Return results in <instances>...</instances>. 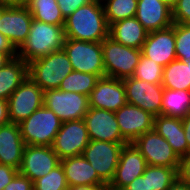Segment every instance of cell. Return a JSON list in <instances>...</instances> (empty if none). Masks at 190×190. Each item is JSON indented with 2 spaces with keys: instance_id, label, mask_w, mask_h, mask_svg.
Instances as JSON below:
<instances>
[{
  "instance_id": "6da1fadb",
  "label": "cell",
  "mask_w": 190,
  "mask_h": 190,
  "mask_svg": "<svg viewBox=\"0 0 190 190\" xmlns=\"http://www.w3.org/2000/svg\"><path fill=\"white\" fill-rule=\"evenodd\" d=\"M63 27L65 38L69 39L102 42L109 36L103 3L98 0L75 10L65 19Z\"/></svg>"
},
{
  "instance_id": "7a4b0ae2",
  "label": "cell",
  "mask_w": 190,
  "mask_h": 190,
  "mask_svg": "<svg viewBox=\"0 0 190 190\" xmlns=\"http://www.w3.org/2000/svg\"><path fill=\"white\" fill-rule=\"evenodd\" d=\"M64 25H53L32 20L27 40L19 48L17 57L27 64L63 49Z\"/></svg>"
},
{
  "instance_id": "3957f363",
  "label": "cell",
  "mask_w": 190,
  "mask_h": 190,
  "mask_svg": "<svg viewBox=\"0 0 190 190\" xmlns=\"http://www.w3.org/2000/svg\"><path fill=\"white\" fill-rule=\"evenodd\" d=\"M73 71L64 51H54L28 64V77L43 91L59 89L62 80Z\"/></svg>"
},
{
  "instance_id": "277c9868",
  "label": "cell",
  "mask_w": 190,
  "mask_h": 190,
  "mask_svg": "<svg viewBox=\"0 0 190 190\" xmlns=\"http://www.w3.org/2000/svg\"><path fill=\"white\" fill-rule=\"evenodd\" d=\"M61 124L53 111L42 106L18 125L26 145L52 146Z\"/></svg>"
},
{
  "instance_id": "5b68a950",
  "label": "cell",
  "mask_w": 190,
  "mask_h": 190,
  "mask_svg": "<svg viewBox=\"0 0 190 190\" xmlns=\"http://www.w3.org/2000/svg\"><path fill=\"white\" fill-rule=\"evenodd\" d=\"M106 77L125 79L132 77L142 55L141 49L127 47L107 37L102 41Z\"/></svg>"
},
{
  "instance_id": "8992f818",
  "label": "cell",
  "mask_w": 190,
  "mask_h": 190,
  "mask_svg": "<svg viewBox=\"0 0 190 190\" xmlns=\"http://www.w3.org/2000/svg\"><path fill=\"white\" fill-rule=\"evenodd\" d=\"M63 49L73 70L105 77L102 42H86L65 38Z\"/></svg>"
},
{
  "instance_id": "52a82bcc",
  "label": "cell",
  "mask_w": 190,
  "mask_h": 190,
  "mask_svg": "<svg viewBox=\"0 0 190 190\" xmlns=\"http://www.w3.org/2000/svg\"><path fill=\"white\" fill-rule=\"evenodd\" d=\"M125 144L127 143L90 140L82 153L107 185L113 180L120 152Z\"/></svg>"
},
{
  "instance_id": "ba28073f",
  "label": "cell",
  "mask_w": 190,
  "mask_h": 190,
  "mask_svg": "<svg viewBox=\"0 0 190 190\" xmlns=\"http://www.w3.org/2000/svg\"><path fill=\"white\" fill-rule=\"evenodd\" d=\"M43 106L53 111L62 121L84 119L89 109V98L75 92L51 89L43 92Z\"/></svg>"
},
{
  "instance_id": "9c48e42d",
  "label": "cell",
  "mask_w": 190,
  "mask_h": 190,
  "mask_svg": "<svg viewBox=\"0 0 190 190\" xmlns=\"http://www.w3.org/2000/svg\"><path fill=\"white\" fill-rule=\"evenodd\" d=\"M43 90L27 77L8 98L10 123L19 124L43 106Z\"/></svg>"
},
{
  "instance_id": "30bf717a",
  "label": "cell",
  "mask_w": 190,
  "mask_h": 190,
  "mask_svg": "<svg viewBox=\"0 0 190 190\" xmlns=\"http://www.w3.org/2000/svg\"><path fill=\"white\" fill-rule=\"evenodd\" d=\"M133 144L144 156L147 165L179 169L180 158L167 140L154 129L139 136Z\"/></svg>"
},
{
  "instance_id": "8fae6325",
  "label": "cell",
  "mask_w": 190,
  "mask_h": 190,
  "mask_svg": "<svg viewBox=\"0 0 190 190\" xmlns=\"http://www.w3.org/2000/svg\"><path fill=\"white\" fill-rule=\"evenodd\" d=\"M127 103L135 105L154 117L161 115L164 87L134 77L122 79Z\"/></svg>"
},
{
  "instance_id": "7c38bea8",
  "label": "cell",
  "mask_w": 190,
  "mask_h": 190,
  "mask_svg": "<svg viewBox=\"0 0 190 190\" xmlns=\"http://www.w3.org/2000/svg\"><path fill=\"white\" fill-rule=\"evenodd\" d=\"M90 141L83 119L62 122L52 148L60 159L82 155Z\"/></svg>"
},
{
  "instance_id": "4fadbf2b",
  "label": "cell",
  "mask_w": 190,
  "mask_h": 190,
  "mask_svg": "<svg viewBox=\"0 0 190 190\" xmlns=\"http://www.w3.org/2000/svg\"><path fill=\"white\" fill-rule=\"evenodd\" d=\"M61 159L52 146L26 145L19 173L36 181L60 165Z\"/></svg>"
},
{
  "instance_id": "5bb4252c",
  "label": "cell",
  "mask_w": 190,
  "mask_h": 190,
  "mask_svg": "<svg viewBox=\"0 0 190 190\" xmlns=\"http://www.w3.org/2000/svg\"><path fill=\"white\" fill-rule=\"evenodd\" d=\"M146 167V159L134 144H125L120 152L115 175L108 185V190H122L134 179L142 176Z\"/></svg>"
},
{
  "instance_id": "9a60e30c",
  "label": "cell",
  "mask_w": 190,
  "mask_h": 190,
  "mask_svg": "<svg viewBox=\"0 0 190 190\" xmlns=\"http://www.w3.org/2000/svg\"><path fill=\"white\" fill-rule=\"evenodd\" d=\"M83 120L90 140L128 143L120 133L113 111L89 107Z\"/></svg>"
},
{
  "instance_id": "2e32d148",
  "label": "cell",
  "mask_w": 190,
  "mask_h": 190,
  "mask_svg": "<svg viewBox=\"0 0 190 190\" xmlns=\"http://www.w3.org/2000/svg\"><path fill=\"white\" fill-rule=\"evenodd\" d=\"M88 98L89 107L113 112L127 104L123 80L106 76L97 81Z\"/></svg>"
},
{
  "instance_id": "e0dca14e",
  "label": "cell",
  "mask_w": 190,
  "mask_h": 190,
  "mask_svg": "<svg viewBox=\"0 0 190 190\" xmlns=\"http://www.w3.org/2000/svg\"><path fill=\"white\" fill-rule=\"evenodd\" d=\"M33 17L28 8L5 7L0 15V33L18 50L27 40Z\"/></svg>"
},
{
  "instance_id": "ac0fdd59",
  "label": "cell",
  "mask_w": 190,
  "mask_h": 190,
  "mask_svg": "<svg viewBox=\"0 0 190 190\" xmlns=\"http://www.w3.org/2000/svg\"><path fill=\"white\" fill-rule=\"evenodd\" d=\"M114 113L120 133L128 143L153 130L154 116L135 105L127 103Z\"/></svg>"
},
{
  "instance_id": "d6986e66",
  "label": "cell",
  "mask_w": 190,
  "mask_h": 190,
  "mask_svg": "<svg viewBox=\"0 0 190 190\" xmlns=\"http://www.w3.org/2000/svg\"><path fill=\"white\" fill-rule=\"evenodd\" d=\"M142 55L165 67L177 59L175 52V23L161 30L148 32Z\"/></svg>"
},
{
  "instance_id": "ffe728a7",
  "label": "cell",
  "mask_w": 190,
  "mask_h": 190,
  "mask_svg": "<svg viewBox=\"0 0 190 190\" xmlns=\"http://www.w3.org/2000/svg\"><path fill=\"white\" fill-rule=\"evenodd\" d=\"M135 18L148 31L172 26V4L166 0H138Z\"/></svg>"
},
{
  "instance_id": "44dd1931",
  "label": "cell",
  "mask_w": 190,
  "mask_h": 190,
  "mask_svg": "<svg viewBox=\"0 0 190 190\" xmlns=\"http://www.w3.org/2000/svg\"><path fill=\"white\" fill-rule=\"evenodd\" d=\"M25 146L17 123L0 126V164L19 170Z\"/></svg>"
},
{
  "instance_id": "7402d4cb",
  "label": "cell",
  "mask_w": 190,
  "mask_h": 190,
  "mask_svg": "<svg viewBox=\"0 0 190 190\" xmlns=\"http://www.w3.org/2000/svg\"><path fill=\"white\" fill-rule=\"evenodd\" d=\"M69 187L80 185H107L83 155L67 157L60 162Z\"/></svg>"
},
{
  "instance_id": "603a6c76",
  "label": "cell",
  "mask_w": 190,
  "mask_h": 190,
  "mask_svg": "<svg viewBox=\"0 0 190 190\" xmlns=\"http://www.w3.org/2000/svg\"><path fill=\"white\" fill-rule=\"evenodd\" d=\"M153 129L167 140L179 158L189 152L182 119L158 115L154 117Z\"/></svg>"
},
{
  "instance_id": "cb8c5ba5",
  "label": "cell",
  "mask_w": 190,
  "mask_h": 190,
  "mask_svg": "<svg viewBox=\"0 0 190 190\" xmlns=\"http://www.w3.org/2000/svg\"><path fill=\"white\" fill-rule=\"evenodd\" d=\"M148 31L135 18H126L109 26V37L124 46L142 49Z\"/></svg>"
},
{
  "instance_id": "d4e9b609",
  "label": "cell",
  "mask_w": 190,
  "mask_h": 190,
  "mask_svg": "<svg viewBox=\"0 0 190 190\" xmlns=\"http://www.w3.org/2000/svg\"><path fill=\"white\" fill-rule=\"evenodd\" d=\"M27 77L28 64L19 57L11 59L0 69V99L8 100Z\"/></svg>"
},
{
  "instance_id": "484cf974",
  "label": "cell",
  "mask_w": 190,
  "mask_h": 190,
  "mask_svg": "<svg viewBox=\"0 0 190 190\" xmlns=\"http://www.w3.org/2000/svg\"><path fill=\"white\" fill-rule=\"evenodd\" d=\"M190 113V91L164 88L161 115L183 119Z\"/></svg>"
},
{
  "instance_id": "4316f807",
  "label": "cell",
  "mask_w": 190,
  "mask_h": 190,
  "mask_svg": "<svg viewBox=\"0 0 190 190\" xmlns=\"http://www.w3.org/2000/svg\"><path fill=\"white\" fill-rule=\"evenodd\" d=\"M162 86L171 90L190 91V60H173L164 67Z\"/></svg>"
},
{
  "instance_id": "83f0119b",
  "label": "cell",
  "mask_w": 190,
  "mask_h": 190,
  "mask_svg": "<svg viewBox=\"0 0 190 190\" xmlns=\"http://www.w3.org/2000/svg\"><path fill=\"white\" fill-rule=\"evenodd\" d=\"M26 7L37 21L53 25L65 23L56 0H28Z\"/></svg>"
},
{
  "instance_id": "f1b7e54d",
  "label": "cell",
  "mask_w": 190,
  "mask_h": 190,
  "mask_svg": "<svg viewBox=\"0 0 190 190\" xmlns=\"http://www.w3.org/2000/svg\"><path fill=\"white\" fill-rule=\"evenodd\" d=\"M99 79L98 75L73 70L62 80L59 89L89 96Z\"/></svg>"
},
{
  "instance_id": "f546056e",
  "label": "cell",
  "mask_w": 190,
  "mask_h": 190,
  "mask_svg": "<svg viewBox=\"0 0 190 190\" xmlns=\"http://www.w3.org/2000/svg\"><path fill=\"white\" fill-rule=\"evenodd\" d=\"M144 177H147L148 190H168L177 180L178 170L165 166L147 165Z\"/></svg>"
},
{
  "instance_id": "4dcf8cb0",
  "label": "cell",
  "mask_w": 190,
  "mask_h": 190,
  "mask_svg": "<svg viewBox=\"0 0 190 190\" xmlns=\"http://www.w3.org/2000/svg\"><path fill=\"white\" fill-rule=\"evenodd\" d=\"M103 5L104 14L108 26L126 19L133 18L136 15L138 0H105Z\"/></svg>"
},
{
  "instance_id": "1f68e13d",
  "label": "cell",
  "mask_w": 190,
  "mask_h": 190,
  "mask_svg": "<svg viewBox=\"0 0 190 190\" xmlns=\"http://www.w3.org/2000/svg\"><path fill=\"white\" fill-rule=\"evenodd\" d=\"M164 67L141 55L132 77L152 84H162Z\"/></svg>"
},
{
  "instance_id": "d6a6232c",
  "label": "cell",
  "mask_w": 190,
  "mask_h": 190,
  "mask_svg": "<svg viewBox=\"0 0 190 190\" xmlns=\"http://www.w3.org/2000/svg\"><path fill=\"white\" fill-rule=\"evenodd\" d=\"M69 186L66 181L64 170L57 166L50 173L38 178L33 182V190H68Z\"/></svg>"
},
{
  "instance_id": "836d02e7",
  "label": "cell",
  "mask_w": 190,
  "mask_h": 190,
  "mask_svg": "<svg viewBox=\"0 0 190 190\" xmlns=\"http://www.w3.org/2000/svg\"><path fill=\"white\" fill-rule=\"evenodd\" d=\"M175 52L178 60H190V27L175 23Z\"/></svg>"
},
{
  "instance_id": "e575fe53",
  "label": "cell",
  "mask_w": 190,
  "mask_h": 190,
  "mask_svg": "<svg viewBox=\"0 0 190 190\" xmlns=\"http://www.w3.org/2000/svg\"><path fill=\"white\" fill-rule=\"evenodd\" d=\"M190 17V0H175L172 4L173 23L182 24Z\"/></svg>"
},
{
  "instance_id": "d590c367",
  "label": "cell",
  "mask_w": 190,
  "mask_h": 190,
  "mask_svg": "<svg viewBox=\"0 0 190 190\" xmlns=\"http://www.w3.org/2000/svg\"><path fill=\"white\" fill-rule=\"evenodd\" d=\"M60 8L61 14L66 19L79 7L92 2L93 0H56Z\"/></svg>"
},
{
  "instance_id": "8d00e7d4",
  "label": "cell",
  "mask_w": 190,
  "mask_h": 190,
  "mask_svg": "<svg viewBox=\"0 0 190 190\" xmlns=\"http://www.w3.org/2000/svg\"><path fill=\"white\" fill-rule=\"evenodd\" d=\"M3 190H33V182L18 172Z\"/></svg>"
},
{
  "instance_id": "74e56055",
  "label": "cell",
  "mask_w": 190,
  "mask_h": 190,
  "mask_svg": "<svg viewBox=\"0 0 190 190\" xmlns=\"http://www.w3.org/2000/svg\"><path fill=\"white\" fill-rule=\"evenodd\" d=\"M178 178L190 186V151L180 158Z\"/></svg>"
},
{
  "instance_id": "f35d334b",
  "label": "cell",
  "mask_w": 190,
  "mask_h": 190,
  "mask_svg": "<svg viewBox=\"0 0 190 190\" xmlns=\"http://www.w3.org/2000/svg\"><path fill=\"white\" fill-rule=\"evenodd\" d=\"M18 172L11 166L0 164V190H3Z\"/></svg>"
},
{
  "instance_id": "ab89813d",
  "label": "cell",
  "mask_w": 190,
  "mask_h": 190,
  "mask_svg": "<svg viewBox=\"0 0 190 190\" xmlns=\"http://www.w3.org/2000/svg\"><path fill=\"white\" fill-rule=\"evenodd\" d=\"M17 51L10 40L0 33V52L7 53L13 59L17 57Z\"/></svg>"
},
{
  "instance_id": "60d3db41",
  "label": "cell",
  "mask_w": 190,
  "mask_h": 190,
  "mask_svg": "<svg viewBox=\"0 0 190 190\" xmlns=\"http://www.w3.org/2000/svg\"><path fill=\"white\" fill-rule=\"evenodd\" d=\"M122 190H148L147 177H144L143 175L137 177Z\"/></svg>"
},
{
  "instance_id": "b9f144b4",
  "label": "cell",
  "mask_w": 190,
  "mask_h": 190,
  "mask_svg": "<svg viewBox=\"0 0 190 190\" xmlns=\"http://www.w3.org/2000/svg\"><path fill=\"white\" fill-rule=\"evenodd\" d=\"M10 123L8 116V101L0 99V126Z\"/></svg>"
},
{
  "instance_id": "7bdbcfd3",
  "label": "cell",
  "mask_w": 190,
  "mask_h": 190,
  "mask_svg": "<svg viewBox=\"0 0 190 190\" xmlns=\"http://www.w3.org/2000/svg\"><path fill=\"white\" fill-rule=\"evenodd\" d=\"M28 0H0V5L4 7H25Z\"/></svg>"
},
{
  "instance_id": "ee69618b",
  "label": "cell",
  "mask_w": 190,
  "mask_h": 190,
  "mask_svg": "<svg viewBox=\"0 0 190 190\" xmlns=\"http://www.w3.org/2000/svg\"><path fill=\"white\" fill-rule=\"evenodd\" d=\"M68 190H108V185H80L71 186Z\"/></svg>"
},
{
  "instance_id": "f6af8a7d",
  "label": "cell",
  "mask_w": 190,
  "mask_h": 190,
  "mask_svg": "<svg viewBox=\"0 0 190 190\" xmlns=\"http://www.w3.org/2000/svg\"><path fill=\"white\" fill-rule=\"evenodd\" d=\"M182 125L183 129L185 131V137L188 143V148L190 151V113L187 114L183 119H182Z\"/></svg>"
},
{
  "instance_id": "bcb514c9",
  "label": "cell",
  "mask_w": 190,
  "mask_h": 190,
  "mask_svg": "<svg viewBox=\"0 0 190 190\" xmlns=\"http://www.w3.org/2000/svg\"><path fill=\"white\" fill-rule=\"evenodd\" d=\"M168 190H190V186L177 178V180L169 187Z\"/></svg>"
},
{
  "instance_id": "7dc6e473",
  "label": "cell",
  "mask_w": 190,
  "mask_h": 190,
  "mask_svg": "<svg viewBox=\"0 0 190 190\" xmlns=\"http://www.w3.org/2000/svg\"><path fill=\"white\" fill-rule=\"evenodd\" d=\"M12 58L5 52H0V69L3 68Z\"/></svg>"
},
{
  "instance_id": "c3c4849f",
  "label": "cell",
  "mask_w": 190,
  "mask_h": 190,
  "mask_svg": "<svg viewBox=\"0 0 190 190\" xmlns=\"http://www.w3.org/2000/svg\"><path fill=\"white\" fill-rule=\"evenodd\" d=\"M182 24L186 27H190V17H188Z\"/></svg>"
},
{
  "instance_id": "681fc988",
  "label": "cell",
  "mask_w": 190,
  "mask_h": 190,
  "mask_svg": "<svg viewBox=\"0 0 190 190\" xmlns=\"http://www.w3.org/2000/svg\"><path fill=\"white\" fill-rule=\"evenodd\" d=\"M4 8H5L4 6L0 5V15H1V12H2V10H3Z\"/></svg>"
},
{
  "instance_id": "f907efd6",
  "label": "cell",
  "mask_w": 190,
  "mask_h": 190,
  "mask_svg": "<svg viewBox=\"0 0 190 190\" xmlns=\"http://www.w3.org/2000/svg\"><path fill=\"white\" fill-rule=\"evenodd\" d=\"M167 2H169L170 4H173L175 0H166Z\"/></svg>"
}]
</instances>
